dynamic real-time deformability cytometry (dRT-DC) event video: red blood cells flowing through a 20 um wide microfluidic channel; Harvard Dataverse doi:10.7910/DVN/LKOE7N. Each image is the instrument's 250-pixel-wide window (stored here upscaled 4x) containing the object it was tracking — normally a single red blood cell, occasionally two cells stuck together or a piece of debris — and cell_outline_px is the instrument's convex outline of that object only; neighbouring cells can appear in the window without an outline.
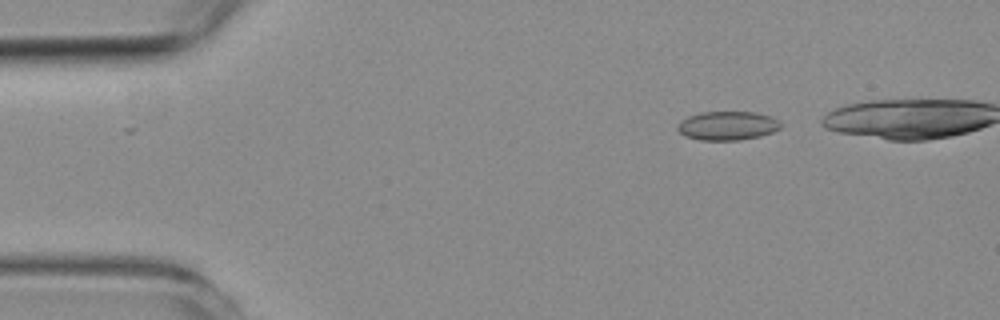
{"species": "common noctule bat (a hibernating species)", "species_latin": "Nyctalus noctula", "temperature_condition": "room temperature", "stored_images_in_passage": 40, "camera_frame_rate_fps": 3000, "um_per_image_px": 0.085, "animal": {"sex": "female", "body_mass_g": 19.3, "forearm_length_mm": 54.1}, "frame": {"image": 1, "passage_image": 1, "time_ms": 0.0, "image_size_px": [1000, 320], "cell_outline_px": [[780, 128], [772, 132], [760, 136], [740, 140], [700, 140], [684, 136], [676, 128], [676, 124], [680, 120], [688, 116], [700, 112], [756, 112], [772, 116], [780, 120]], "centroid_in_image_um": [61.81, 10.68], "position_along_channel_um": 23.2, "area_um2": 17.57}}
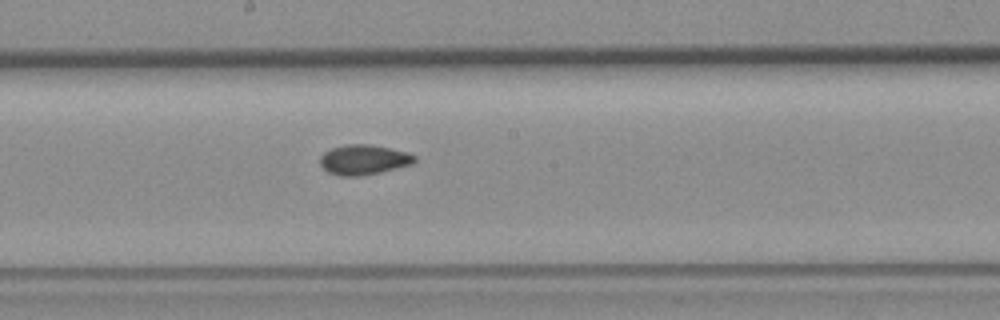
{"frame": {"image": 2, "passage_image": 22, "time_ms": 7.0, "image_size_px": [1000, 320], "cell_outline_px": [[416, 160], [412, 164], [380, 172], [360, 176], [340, 176], [328, 172], [320, 164], [320, 156], [324, 152], [332, 148], [344, 144], [372, 144], [408, 152], [416, 156]], "centroid_in_image_um": [30.91, 13.56], "position_along_channel_um": 217.3, "area_um2": 16.59}}
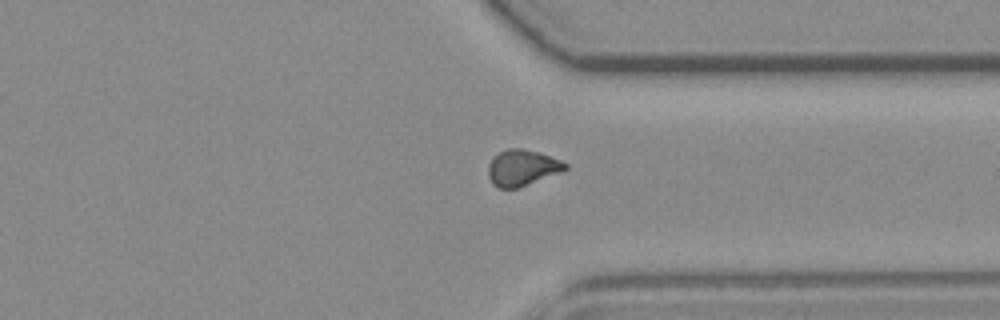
{"frame": {"image": 3, "passage_image": 34, "time_ms": 11.0, "image_size_px": [1000, 320], "cell_outline_px": [[568, 168], [560, 172], [516, 188], [496, 188], [492, 184], [488, 176], [488, 164], [492, 156], [508, 148], [524, 148], [540, 152], [560, 160], [568, 164]], "centroid_in_image_um": [44.35, 14.24], "position_along_channel_um": 367.1, "area_um2": 16.24}, "authors_computed_cell_mechanics": {"area_um2": 16.3863, "velocity_mm_per_s": 3.7655, "shape_relaxation_time_tau1_ms": null, "shape_relaxation_time_tau2_ms": 2.3433, "deformation_change_tau1": null, "deformation_change_tau2": 0.0527}}